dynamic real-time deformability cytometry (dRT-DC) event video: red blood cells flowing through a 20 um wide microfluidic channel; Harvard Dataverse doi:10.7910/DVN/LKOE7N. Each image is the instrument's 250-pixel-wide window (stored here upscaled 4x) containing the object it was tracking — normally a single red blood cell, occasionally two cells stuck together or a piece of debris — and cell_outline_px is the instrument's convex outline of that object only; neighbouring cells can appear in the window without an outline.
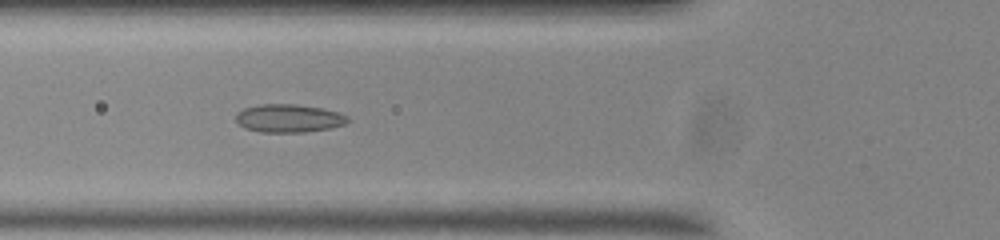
{"species": "common noctule bat (a hibernating species)", "species_latin": "Nyctalus noctula", "temperature_condition": "room temperature", "stored_images_in_passage": 53, "camera_frame_rate_fps": 3000, "um_per_image_px": 0.085, "animal": {"sex": "male", "body_mass_g": 20.0, "forearm_length_mm": 53.3}, "frame": {"image": 1, "passage_image": 18, "time_ms": 5.667, "image_size_px": [1000, 240], "cell_outline_px": [[348, 120], [344, 124], [328, 128], [304, 132], [260, 132], [244, 128], [236, 120], [236, 112], [244, 108], [260, 104], [296, 104], [324, 108], [340, 112], [348, 116]], "centroid_in_image_um": [24.53, 10.04], "position_along_channel_um": 101.3, "area_um2": 18.38}}
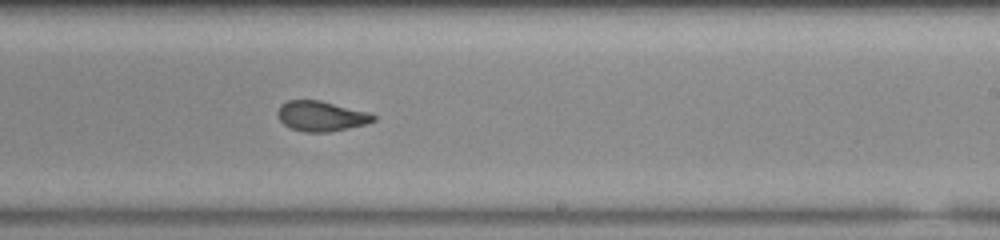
{"frame": {"image": 2, "passage_image": 31, "time_ms": 10.0, "image_size_px": [1000, 240], "cell_outline_px": [[376, 120], [364, 124], [348, 128], [328, 132], [304, 132], [292, 128], [284, 124], [280, 120], [276, 112], [280, 104], [288, 100], [320, 100], [364, 112], [376, 116]], "centroid_in_image_um": [27.23, 9.87], "position_along_channel_um": 261.8, "area_um2": 16.53}}
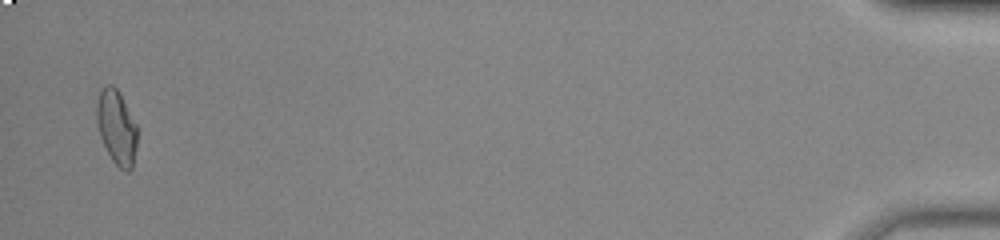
{"frame": {"image": 3, "passage_image": 52, "time_ms": 17.0, "image_size_px": [1000, 240], "cell_outline_px": [[136, 148], [132, 168], [128, 172], [124, 172], [112, 160], [100, 136], [96, 120], [96, 104], [100, 92], [108, 84], [112, 84], [116, 88], [136, 124]], "centroid_in_image_um": [9.9, 10.85], "position_along_channel_um": 425.3, "area_um2": 17.22}, "authors_computed_cell_mechanics": {"area_um2": 17.5134, "velocity_mm_per_s": 3.7045, "shape_relaxation_time_tau1_ms": null, "shape_relaxation_time_tau2_ms": 1.0017, "deformation_change_tau1": null, "deformation_change_tau2": 0.0707}}